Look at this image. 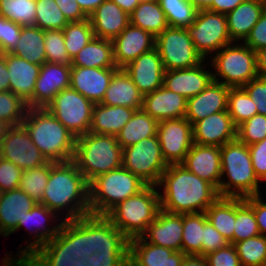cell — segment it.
<instances>
[{
	"mask_svg": "<svg viewBox=\"0 0 266 266\" xmlns=\"http://www.w3.org/2000/svg\"><path fill=\"white\" fill-rule=\"evenodd\" d=\"M22 26L0 15V53H10L20 39Z\"/></svg>",
	"mask_w": 266,
	"mask_h": 266,
	"instance_id": "f5cc1de1",
	"label": "cell"
},
{
	"mask_svg": "<svg viewBox=\"0 0 266 266\" xmlns=\"http://www.w3.org/2000/svg\"><path fill=\"white\" fill-rule=\"evenodd\" d=\"M2 195H3V191L0 189V200L2 198Z\"/></svg>",
	"mask_w": 266,
	"mask_h": 266,
	"instance_id": "b9fcfbb0",
	"label": "cell"
},
{
	"mask_svg": "<svg viewBox=\"0 0 266 266\" xmlns=\"http://www.w3.org/2000/svg\"><path fill=\"white\" fill-rule=\"evenodd\" d=\"M32 254H69L76 259H85L93 252V215L75 220H63L58 234Z\"/></svg>",
	"mask_w": 266,
	"mask_h": 266,
	"instance_id": "ba28073f",
	"label": "cell"
},
{
	"mask_svg": "<svg viewBox=\"0 0 266 266\" xmlns=\"http://www.w3.org/2000/svg\"><path fill=\"white\" fill-rule=\"evenodd\" d=\"M22 171L11 161L0 157V189L3 192L18 189Z\"/></svg>",
	"mask_w": 266,
	"mask_h": 266,
	"instance_id": "db71d44e",
	"label": "cell"
},
{
	"mask_svg": "<svg viewBox=\"0 0 266 266\" xmlns=\"http://www.w3.org/2000/svg\"><path fill=\"white\" fill-rule=\"evenodd\" d=\"M204 236V212L183 214L182 253L201 255Z\"/></svg>",
	"mask_w": 266,
	"mask_h": 266,
	"instance_id": "ab89813d",
	"label": "cell"
},
{
	"mask_svg": "<svg viewBox=\"0 0 266 266\" xmlns=\"http://www.w3.org/2000/svg\"><path fill=\"white\" fill-rule=\"evenodd\" d=\"M115 2L123 11L130 14L141 2V0H111Z\"/></svg>",
	"mask_w": 266,
	"mask_h": 266,
	"instance_id": "753ad0ef",
	"label": "cell"
},
{
	"mask_svg": "<svg viewBox=\"0 0 266 266\" xmlns=\"http://www.w3.org/2000/svg\"><path fill=\"white\" fill-rule=\"evenodd\" d=\"M74 266H92V265L88 264L85 259H76Z\"/></svg>",
	"mask_w": 266,
	"mask_h": 266,
	"instance_id": "2a66077c",
	"label": "cell"
},
{
	"mask_svg": "<svg viewBox=\"0 0 266 266\" xmlns=\"http://www.w3.org/2000/svg\"><path fill=\"white\" fill-rule=\"evenodd\" d=\"M253 100L258 114L266 116V77L258 76L242 87Z\"/></svg>",
	"mask_w": 266,
	"mask_h": 266,
	"instance_id": "11a10c76",
	"label": "cell"
},
{
	"mask_svg": "<svg viewBox=\"0 0 266 266\" xmlns=\"http://www.w3.org/2000/svg\"><path fill=\"white\" fill-rule=\"evenodd\" d=\"M10 127L11 126L8 123L0 120V146H1V143H2L3 139L5 138L6 133Z\"/></svg>",
	"mask_w": 266,
	"mask_h": 266,
	"instance_id": "11e5206c",
	"label": "cell"
},
{
	"mask_svg": "<svg viewBox=\"0 0 266 266\" xmlns=\"http://www.w3.org/2000/svg\"><path fill=\"white\" fill-rule=\"evenodd\" d=\"M187 99L181 94L161 86L143 96L142 109L158 122L166 119L184 118Z\"/></svg>",
	"mask_w": 266,
	"mask_h": 266,
	"instance_id": "484cf974",
	"label": "cell"
},
{
	"mask_svg": "<svg viewBox=\"0 0 266 266\" xmlns=\"http://www.w3.org/2000/svg\"><path fill=\"white\" fill-rule=\"evenodd\" d=\"M114 62L118 69H123L141 54L155 48V37L131 23L112 40Z\"/></svg>",
	"mask_w": 266,
	"mask_h": 266,
	"instance_id": "e0dca14e",
	"label": "cell"
},
{
	"mask_svg": "<svg viewBox=\"0 0 266 266\" xmlns=\"http://www.w3.org/2000/svg\"><path fill=\"white\" fill-rule=\"evenodd\" d=\"M10 53L38 65L47 62L44 45V30L35 25L23 26L20 39Z\"/></svg>",
	"mask_w": 266,
	"mask_h": 266,
	"instance_id": "f35d334b",
	"label": "cell"
},
{
	"mask_svg": "<svg viewBox=\"0 0 266 266\" xmlns=\"http://www.w3.org/2000/svg\"><path fill=\"white\" fill-rule=\"evenodd\" d=\"M220 153L221 176L226 174L229 179L221 180L220 197L245 199L259 195L260 180L255 175L248 146L236 139L221 146Z\"/></svg>",
	"mask_w": 266,
	"mask_h": 266,
	"instance_id": "277c9868",
	"label": "cell"
},
{
	"mask_svg": "<svg viewBox=\"0 0 266 266\" xmlns=\"http://www.w3.org/2000/svg\"><path fill=\"white\" fill-rule=\"evenodd\" d=\"M154 185H147L138 194L128 197L113 207L105 217L123 235L131 240L145 234L161 209L160 192Z\"/></svg>",
	"mask_w": 266,
	"mask_h": 266,
	"instance_id": "8992f818",
	"label": "cell"
},
{
	"mask_svg": "<svg viewBox=\"0 0 266 266\" xmlns=\"http://www.w3.org/2000/svg\"><path fill=\"white\" fill-rule=\"evenodd\" d=\"M39 204L54 213L72 206L67 209L65 221L90 215L89 183L73 160L50 162L49 180Z\"/></svg>",
	"mask_w": 266,
	"mask_h": 266,
	"instance_id": "7a4b0ae2",
	"label": "cell"
},
{
	"mask_svg": "<svg viewBox=\"0 0 266 266\" xmlns=\"http://www.w3.org/2000/svg\"><path fill=\"white\" fill-rule=\"evenodd\" d=\"M65 48L72 59L95 36L89 18L69 22L63 29Z\"/></svg>",
	"mask_w": 266,
	"mask_h": 266,
	"instance_id": "7bdbcfd3",
	"label": "cell"
},
{
	"mask_svg": "<svg viewBox=\"0 0 266 266\" xmlns=\"http://www.w3.org/2000/svg\"><path fill=\"white\" fill-rule=\"evenodd\" d=\"M158 121L143 109L135 110L131 119L116 135L117 142L123 148L138 143L140 140L157 135Z\"/></svg>",
	"mask_w": 266,
	"mask_h": 266,
	"instance_id": "d590c367",
	"label": "cell"
},
{
	"mask_svg": "<svg viewBox=\"0 0 266 266\" xmlns=\"http://www.w3.org/2000/svg\"><path fill=\"white\" fill-rule=\"evenodd\" d=\"M93 252L129 253V240L105 216L93 215Z\"/></svg>",
	"mask_w": 266,
	"mask_h": 266,
	"instance_id": "d6a6232c",
	"label": "cell"
},
{
	"mask_svg": "<svg viewBox=\"0 0 266 266\" xmlns=\"http://www.w3.org/2000/svg\"><path fill=\"white\" fill-rule=\"evenodd\" d=\"M255 175L260 181H266V138L253 145H248Z\"/></svg>",
	"mask_w": 266,
	"mask_h": 266,
	"instance_id": "680465c9",
	"label": "cell"
},
{
	"mask_svg": "<svg viewBox=\"0 0 266 266\" xmlns=\"http://www.w3.org/2000/svg\"><path fill=\"white\" fill-rule=\"evenodd\" d=\"M38 266H74L75 260L69 254H33Z\"/></svg>",
	"mask_w": 266,
	"mask_h": 266,
	"instance_id": "be15d7a7",
	"label": "cell"
},
{
	"mask_svg": "<svg viewBox=\"0 0 266 266\" xmlns=\"http://www.w3.org/2000/svg\"><path fill=\"white\" fill-rule=\"evenodd\" d=\"M123 149L115 135L87 134L76 138L73 161L90 183L99 175L122 166Z\"/></svg>",
	"mask_w": 266,
	"mask_h": 266,
	"instance_id": "5b68a950",
	"label": "cell"
},
{
	"mask_svg": "<svg viewBox=\"0 0 266 266\" xmlns=\"http://www.w3.org/2000/svg\"><path fill=\"white\" fill-rule=\"evenodd\" d=\"M169 27L187 28L193 24L198 9L188 0H158Z\"/></svg>",
	"mask_w": 266,
	"mask_h": 266,
	"instance_id": "60d3db41",
	"label": "cell"
},
{
	"mask_svg": "<svg viewBox=\"0 0 266 266\" xmlns=\"http://www.w3.org/2000/svg\"><path fill=\"white\" fill-rule=\"evenodd\" d=\"M227 111L236 127L258 114L253 100L242 87L230 88Z\"/></svg>",
	"mask_w": 266,
	"mask_h": 266,
	"instance_id": "ee69618b",
	"label": "cell"
},
{
	"mask_svg": "<svg viewBox=\"0 0 266 266\" xmlns=\"http://www.w3.org/2000/svg\"><path fill=\"white\" fill-rule=\"evenodd\" d=\"M205 258L208 266H241L237 250L233 244L210 252Z\"/></svg>",
	"mask_w": 266,
	"mask_h": 266,
	"instance_id": "9f6ffc18",
	"label": "cell"
},
{
	"mask_svg": "<svg viewBox=\"0 0 266 266\" xmlns=\"http://www.w3.org/2000/svg\"><path fill=\"white\" fill-rule=\"evenodd\" d=\"M123 69L143 96L163 86L165 70L155 48L150 52L141 54Z\"/></svg>",
	"mask_w": 266,
	"mask_h": 266,
	"instance_id": "d6986e66",
	"label": "cell"
},
{
	"mask_svg": "<svg viewBox=\"0 0 266 266\" xmlns=\"http://www.w3.org/2000/svg\"><path fill=\"white\" fill-rule=\"evenodd\" d=\"M190 172L212 184L217 190L221 182L220 147L193 144L182 163Z\"/></svg>",
	"mask_w": 266,
	"mask_h": 266,
	"instance_id": "7402d4cb",
	"label": "cell"
},
{
	"mask_svg": "<svg viewBox=\"0 0 266 266\" xmlns=\"http://www.w3.org/2000/svg\"><path fill=\"white\" fill-rule=\"evenodd\" d=\"M146 186L123 166L99 175L89 183L90 214L105 216L118 203L138 194Z\"/></svg>",
	"mask_w": 266,
	"mask_h": 266,
	"instance_id": "52a82bcc",
	"label": "cell"
},
{
	"mask_svg": "<svg viewBox=\"0 0 266 266\" xmlns=\"http://www.w3.org/2000/svg\"><path fill=\"white\" fill-rule=\"evenodd\" d=\"M55 3L68 22H77L88 18L76 0H55Z\"/></svg>",
	"mask_w": 266,
	"mask_h": 266,
	"instance_id": "6125c7cd",
	"label": "cell"
},
{
	"mask_svg": "<svg viewBox=\"0 0 266 266\" xmlns=\"http://www.w3.org/2000/svg\"><path fill=\"white\" fill-rule=\"evenodd\" d=\"M244 43L253 51L266 47V9L261 14L258 22L252 27L251 33Z\"/></svg>",
	"mask_w": 266,
	"mask_h": 266,
	"instance_id": "94428289",
	"label": "cell"
},
{
	"mask_svg": "<svg viewBox=\"0 0 266 266\" xmlns=\"http://www.w3.org/2000/svg\"><path fill=\"white\" fill-rule=\"evenodd\" d=\"M130 23L151 33L154 37L169 27L164 11L158 0H141L140 4L129 14Z\"/></svg>",
	"mask_w": 266,
	"mask_h": 266,
	"instance_id": "74e56055",
	"label": "cell"
},
{
	"mask_svg": "<svg viewBox=\"0 0 266 266\" xmlns=\"http://www.w3.org/2000/svg\"><path fill=\"white\" fill-rule=\"evenodd\" d=\"M71 68V64H42L28 108H46L58 93L69 88Z\"/></svg>",
	"mask_w": 266,
	"mask_h": 266,
	"instance_id": "2e32d148",
	"label": "cell"
},
{
	"mask_svg": "<svg viewBox=\"0 0 266 266\" xmlns=\"http://www.w3.org/2000/svg\"><path fill=\"white\" fill-rule=\"evenodd\" d=\"M28 111L27 104L9 91H0V120L10 126L22 125Z\"/></svg>",
	"mask_w": 266,
	"mask_h": 266,
	"instance_id": "681fc988",
	"label": "cell"
},
{
	"mask_svg": "<svg viewBox=\"0 0 266 266\" xmlns=\"http://www.w3.org/2000/svg\"><path fill=\"white\" fill-rule=\"evenodd\" d=\"M55 214L52 210L47 208L45 205L37 203L30 211H28L25 216L23 217L22 221H19L17 230L23 227L24 225H28L31 223V227L35 228L34 226L36 225L37 228H35V234L34 236L36 237L33 238L34 241L30 242L25 249L21 250L20 253H29L32 254L34 251H36L40 246L44 245L47 241L53 239L59 231V228L61 227V223L57 226H53L51 228H47V226H43L44 223L49 222L52 217H54ZM52 216V217H51ZM34 223V224H33ZM33 224V225H32ZM43 224V225H42ZM41 225V226H39ZM31 228L30 226H28ZM42 229L40 231V228ZM28 228V229H29ZM32 228V229H33ZM39 230V231H38Z\"/></svg>",
	"mask_w": 266,
	"mask_h": 266,
	"instance_id": "836d02e7",
	"label": "cell"
},
{
	"mask_svg": "<svg viewBox=\"0 0 266 266\" xmlns=\"http://www.w3.org/2000/svg\"><path fill=\"white\" fill-rule=\"evenodd\" d=\"M260 235L253 207L243 198H236V219L233 245L239 241Z\"/></svg>",
	"mask_w": 266,
	"mask_h": 266,
	"instance_id": "b9f144b4",
	"label": "cell"
},
{
	"mask_svg": "<svg viewBox=\"0 0 266 266\" xmlns=\"http://www.w3.org/2000/svg\"><path fill=\"white\" fill-rule=\"evenodd\" d=\"M266 138V116L255 114L237 127V139L248 145H253Z\"/></svg>",
	"mask_w": 266,
	"mask_h": 266,
	"instance_id": "816d5d0a",
	"label": "cell"
},
{
	"mask_svg": "<svg viewBox=\"0 0 266 266\" xmlns=\"http://www.w3.org/2000/svg\"><path fill=\"white\" fill-rule=\"evenodd\" d=\"M37 203L22 190L3 192L0 200V234L7 237L17 231L19 221Z\"/></svg>",
	"mask_w": 266,
	"mask_h": 266,
	"instance_id": "f1b7e54d",
	"label": "cell"
},
{
	"mask_svg": "<svg viewBox=\"0 0 266 266\" xmlns=\"http://www.w3.org/2000/svg\"><path fill=\"white\" fill-rule=\"evenodd\" d=\"M196 51L204 58L213 51L233 43L225 14L199 10L193 24L186 28Z\"/></svg>",
	"mask_w": 266,
	"mask_h": 266,
	"instance_id": "4fadbf2b",
	"label": "cell"
},
{
	"mask_svg": "<svg viewBox=\"0 0 266 266\" xmlns=\"http://www.w3.org/2000/svg\"><path fill=\"white\" fill-rule=\"evenodd\" d=\"M265 9L266 0H245L226 14L231 40L244 42Z\"/></svg>",
	"mask_w": 266,
	"mask_h": 266,
	"instance_id": "f546056e",
	"label": "cell"
},
{
	"mask_svg": "<svg viewBox=\"0 0 266 266\" xmlns=\"http://www.w3.org/2000/svg\"><path fill=\"white\" fill-rule=\"evenodd\" d=\"M9 77L5 53H0V91H9Z\"/></svg>",
	"mask_w": 266,
	"mask_h": 266,
	"instance_id": "a7ac6f4b",
	"label": "cell"
},
{
	"mask_svg": "<svg viewBox=\"0 0 266 266\" xmlns=\"http://www.w3.org/2000/svg\"><path fill=\"white\" fill-rule=\"evenodd\" d=\"M50 175V161L37 168L22 171L19 189L25 192L36 203L42 201L45 187Z\"/></svg>",
	"mask_w": 266,
	"mask_h": 266,
	"instance_id": "f6af8a7d",
	"label": "cell"
},
{
	"mask_svg": "<svg viewBox=\"0 0 266 266\" xmlns=\"http://www.w3.org/2000/svg\"><path fill=\"white\" fill-rule=\"evenodd\" d=\"M134 112L135 109L129 107L94 104L89 132L116 136Z\"/></svg>",
	"mask_w": 266,
	"mask_h": 266,
	"instance_id": "1f68e13d",
	"label": "cell"
},
{
	"mask_svg": "<svg viewBox=\"0 0 266 266\" xmlns=\"http://www.w3.org/2000/svg\"><path fill=\"white\" fill-rule=\"evenodd\" d=\"M241 266H266V237L257 235L234 244Z\"/></svg>",
	"mask_w": 266,
	"mask_h": 266,
	"instance_id": "7dc6e473",
	"label": "cell"
},
{
	"mask_svg": "<svg viewBox=\"0 0 266 266\" xmlns=\"http://www.w3.org/2000/svg\"><path fill=\"white\" fill-rule=\"evenodd\" d=\"M198 10H208L213 3V0H188Z\"/></svg>",
	"mask_w": 266,
	"mask_h": 266,
	"instance_id": "34e18365",
	"label": "cell"
},
{
	"mask_svg": "<svg viewBox=\"0 0 266 266\" xmlns=\"http://www.w3.org/2000/svg\"><path fill=\"white\" fill-rule=\"evenodd\" d=\"M194 144L218 146L237 139V127L228 111L212 114L192 125Z\"/></svg>",
	"mask_w": 266,
	"mask_h": 266,
	"instance_id": "ac0fdd59",
	"label": "cell"
},
{
	"mask_svg": "<svg viewBox=\"0 0 266 266\" xmlns=\"http://www.w3.org/2000/svg\"><path fill=\"white\" fill-rule=\"evenodd\" d=\"M207 220L230 243L236 219V198L219 197L205 211Z\"/></svg>",
	"mask_w": 266,
	"mask_h": 266,
	"instance_id": "8d00e7d4",
	"label": "cell"
},
{
	"mask_svg": "<svg viewBox=\"0 0 266 266\" xmlns=\"http://www.w3.org/2000/svg\"><path fill=\"white\" fill-rule=\"evenodd\" d=\"M22 125L47 161L73 160L76 137L48 109L28 108Z\"/></svg>",
	"mask_w": 266,
	"mask_h": 266,
	"instance_id": "3957f363",
	"label": "cell"
},
{
	"mask_svg": "<svg viewBox=\"0 0 266 266\" xmlns=\"http://www.w3.org/2000/svg\"><path fill=\"white\" fill-rule=\"evenodd\" d=\"M185 255L151 244L142 237L129 240V266H181Z\"/></svg>",
	"mask_w": 266,
	"mask_h": 266,
	"instance_id": "cb8c5ba5",
	"label": "cell"
},
{
	"mask_svg": "<svg viewBox=\"0 0 266 266\" xmlns=\"http://www.w3.org/2000/svg\"><path fill=\"white\" fill-rule=\"evenodd\" d=\"M181 266H208L205 256L185 255Z\"/></svg>",
	"mask_w": 266,
	"mask_h": 266,
	"instance_id": "2644e50d",
	"label": "cell"
},
{
	"mask_svg": "<svg viewBox=\"0 0 266 266\" xmlns=\"http://www.w3.org/2000/svg\"><path fill=\"white\" fill-rule=\"evenodd\" d=\"M122 166L147 185L158 186L168 166L163 159L158 136L145 138L123 148Z\"/></svg>",
	"mask_w": 266,
	"mask_h": 266,
	"instance_id": "30bf717a",
	"label": "cell"
},
{
	"mask_svg": "<svg viewBox=\"0 0 266 266\" xmlns=\"http://www.w3.org/2000/svg\"><path fill=\"white\" fill-rule=\"evenodd\" d=\"M46 60L49 63L71 64L72 59L65 48L62 30H44Z\"/></svg>",
	"mask_w": 266,
	"mask_h": 266,
	"instance_id": "f907efd6",
	"label": "cell"
},
{
	"mask_svg": "<svg viewBox=\"0 0 266 266\" xmlns=\"http://www.w3.org/2000/svg\"><path fill=\"white\" fill-rule=\"evenodd\" d=\"M1 266H38L33 254L20 253L18 259H12L10 257L4 258Z\"/></svg>",
	"mask_w": 266,
	"mask_h": 266,
	"instance_id": "03108f58",
	"label": "cell"
},
{
	"mask_svg": "<svg viewBox=\"0 0 266 266\" xmlns=\"http://www.w3.org/2000/svg\"><path fill=\"white\" fill-rule=\"evenodd\" d=\"M5 61L10 76L9 90L27 104L33 98L41 65L31 63L12 53H5Z\"/></svg>",
	"mask_w": 266,
	"mask_h": 266,
	"instance_id": "83f0119b",
	"label": "cell"
},
{
	"mask_svg": "<svg viewBox=\"0 0 266 266\" xmlns=\"http://www.w3.org/2000/svg\"><path fill=\"white\" fill-rule=\"evenodd\" d=\"M93 108V102L71 87L58 93L46 107L76 138L90 131Z\"/></svg>",
	"mask_w": 266,
	"mask_h": 266,
	"instance_id": "8fae6325",
	"label": "cell"
},
{
	"mask_svg": "<svg viewBox=\"0 0 266 266\" xmlns=\"http://www.w3.org/2000/svg\"><path fill=\"white\" fill-rule=\"evenodd\" d=\"M0 157L21 170L37 168L48 161L34 145L23 125L11 126L0 146Z\"/></svg>",
	"mask_w": 266,
	"mask_h": 266,
	"instance_id": "9a60e30c",
	"label": "cell"
},
{
	"mask_svg": "<svg viewBox=\"0 0 266 266\" xmlns=\"http://www.w3.org/2000/svg\"><path fill=\"white\" fill-rule=\"evenodd\" d=\"M105 0H76L82 11L89 16Z\"/></svg>",
	"mask_w": 266,
	"mask_h": 266,
	"instance_id": "8c879c8a",
	"label": "cell"
},
{
	"mask_svg": "<svg viewBox=\"0 0 266 266\" xmlns=\"http://www.w3.org/2000/svg\"><path fill=\"white\" fill-rule=\"evenodd\" d=\"M230 244L207 220L204 212V236L202 243V256L217 251Z\"/></svg>",
	"mask_w": 266,
	"mask_h": 266,
	"instance_id": "6f0895ef",
	"label": "cell"
},
{
	"mask_svg": "<svg viewBox=\"0 0 266 266\" xmlns=\"http://www.w3.org/2000/svg\"><path fill=\"white\" fill-rule=\"evenodd\" d=\"M245 0H213L212 6L208 9L221 14H228Z\"/></svg>",
	"mask_w": 266,
	"mask_h": 266,
	"instance_id": "003e7915",
	"label": "cell"
},
{
	"mask_svg": "<svg viewBox=\"0 0 266 266\" xmlns=\"http://www.w3.org/2000/svg\"><path fill=\"white\" fill-rule=\"evenodd\" d=\"M96 38L113 40L129 24L130 16L115 2L105 0L88 16Z\"/></svg>",
	"mask_w": 266,
	"mask_h": 266,
	"instance_id": "4316f807",
	"label": "cell"
},
{
	"mask_svg": "<svg viewBox=\"0 0 266 266\" xmlns=\"http://www.w3.org/2000/svg\"><path fill=\"white\" fill-rule=\"evenodd\" d=\"M142 102L143 95L137 89L131 77L124 69H118L111 78L101 104L139 110L142 109Z\"/></svg>",
	"mask_w": 266,
	"mask_h": 266,
	"instance_id": "4dcf8cb0",
	"label": "cell"
},
{
	"mask_svg": "<svg viewBox=\"0 0 266 266\" xmlns=\"http://www.w3.org/2000/svg\"><path fill=\"white\" fill-rule=\"evenodd\" d=\"M129 253H98L95 252L90 257L85 258L92 266H129Z\"/></svg>",
	"mask_w": 266,
	"mask_h": 266,
	"instance_id": "91938a15",
	"label": "cell"
},
{
	"mask_svg": "<svg viewBox=\"0 0 266 266\" xmlns=\"http://www.w3.org/2000/svg\"><path fill=\"white\" fill-rule=\"evenodd\" d=\"M157 136L167 165L182 164L194 144L192 124L185 117L159 121Z\"/></svg>",
	"mask_w": 266,
	"mask_h": 266,
	"instance_id": "5bb4252c",
	"label": "cell"
},
{
	"mask_svg": "<svg viewBox=\"0 0 266 266\" xmlns=\"http://www.w3.org/2000/svg\"><path fill=\"white\" fill-rule=\"evenodd\" d=\"M72 67L117 68L112 40L94 37L72 58Z\"/></svg>",
	"mask_w": 266,
	"mask_h": 266,
	"instance_id": "e575fe53",
	"label": "cell"
},
{
	"mask_svg": "<svg viewBox=\"0 0 266 266\" xmlns=\"http://www.w3.org/2000/svg\"><path fill=\"white\" fill-rule=\"evenodd\" d=\"M255 53L258 75L266 77V47L255 51Z\"/></svg>",
	"mask_w": 266,
	"mask_h": 266,
	"instance_id": "89a4df30",
	"label": "cell"
},
{
	"mask_svg": "<svg viewBox=\"0 0 266 266\" xmlns=\"http://www.w3.org/2000/svg\"><path fill=\"white\" fill-rule=\"evenodd\" d=\"M230 87L212 81L202 92L187 99L185 118L193 125L212 114L227 111Z\"/></svg>",
	"mask_w": 266,
	"mask_h": 266,
	"instance_id": "ffe728a7",
	"label": "cell"
},
{
	"mask_svg": "<svg viewBox=\"0 0 266 266\" xmlns=\"http://www.w3.org/2000/svg\"><path fill=\"white\" fill-rule=\"evenodd\" d=\"M253 207L260 234L266 237V203L262 202L260 195L245 198Z\"/></svg>",
	"mask_w": 266,
	"mask_h": 266,
	"instance_id": "e7e4bbea",
	"label": "cell"
},
{
	"mask_svg": "<svg viewBox=\"0 0 266 266\" xmlns=\"http://www.w3.org/2000/svg\"><path fill=\"white\" fill-rule=\"evenodd\" d=\"M165 71L191 68L199 65L203 57L196 51L186 28L167 27L155 37Z\"/></svg>",
	"mask_w": 266,
	"mask_h": 266,
	"instance_id": "7c38bea8",
	"label": "cell"
},
{
	"mask_svg": "<svg viewBox=\"0 0 266 266\" xmlns=\"http://www.w3.org/2000/svg\"><path fill=\"white\" fill-rule=\"evenodd\" d=\"M0 15L22 27L34 26L36 0H0Z\"/></svg>",
	"mask_w": 266,
	"mask_h": 266,
	"instance_id": "bcb514c9",
	"label": "cell"
},
{
	"mask_svg": "<svg viewBox=\"0 0 266 266\" xmlns=\"http://www.w3.org/2000/svg\"><path fill=\"white\" fill-rule=\"evenodd\" d=\"M118 68L72 67L70 87L94 104L101 103Z\"/></svg>",
	"mask_w": 266,
	"mask_h": 266,
	"instance_id": "603a6c76",
	"label": "cell"
},
{
	"mask_svg": "<svg viewBox=\"0 0 266 266\" xmlns=\"http://www.w3.org/2000/svg\"><path fill=\"white\" fill-rule=\"evenodd\" d=\"M159 189L161 209L178 214L201 213L219 197L218 190L209 182L190 172L183 164L168 165L162 173Z\"/></svg>",
	"mask_w": 266,
	"mask_h": 266,
	"instance_id": "6da1fadb",
	"label": "cell"
},
{
	"mask_svg": "<svg viewBox=\"0 0 266 266\" xmlns=\"http://www.w3.org/2000/svg\"><path fill=\"white\" fill-rule=\"evenodd\" d=\"M212 62L215 69L213 80L230 88L243 87L259 76L256 53L245 43L243 45L231 46L228 44L224 46L217 51ZM216 75L223 78V81H220Z\"/></svg>",
	"mask_w": 266,
	"mask_h": 266,
	"instance_id": "9c48e42d",
	"label": "cell"
},
{
	"mask_svg": "<svg viewBox=\"0 0 266 266\" xmlns=\"http://www.w3.org/2000/svg\"><path fill=\"white\" fill-rule=\"evenodd\" d=\"M182 234L183 214L160 209L156 219L149 224L141 237L145 240L149 239L151 244L182 252Z\"/></svg>",
	"mask_w": 266,
	"mask_h": 266,
	"instance_id": "44dd1931",
	"label": "cell"
},
{
	"mask_svg": "<svg viewBox=\"0 0 266 266\" xmlns=\"http://www.w3.org/2000/svg\"><path fill=\"white\" fill-rule=\"evenodd\" d=\"M203 62L191 68L165 71L163 86L186 99L196 96L213 81V73L203 69Z\"/></svg>",
	"mask_w": 266,
	"mask_h": 266,
	"instance_id": "d4e9b609",
	"label": "cell"
},
{
	"mask_svg": "<svg viewBox=\"0 0 266 266\" xmlns=\"http://www.w3.org/2000/svg\"><path fill=\"white\" fill-rule=\"evenodd\" d=\"M68 23L55 0H36V27L42 30H62Z\"/></svg>",
	"mask_w": 266,
	"mask_h": 266,
	"instance_id": "c3c4849f",
	"label": "cell"
}]
</instances>
